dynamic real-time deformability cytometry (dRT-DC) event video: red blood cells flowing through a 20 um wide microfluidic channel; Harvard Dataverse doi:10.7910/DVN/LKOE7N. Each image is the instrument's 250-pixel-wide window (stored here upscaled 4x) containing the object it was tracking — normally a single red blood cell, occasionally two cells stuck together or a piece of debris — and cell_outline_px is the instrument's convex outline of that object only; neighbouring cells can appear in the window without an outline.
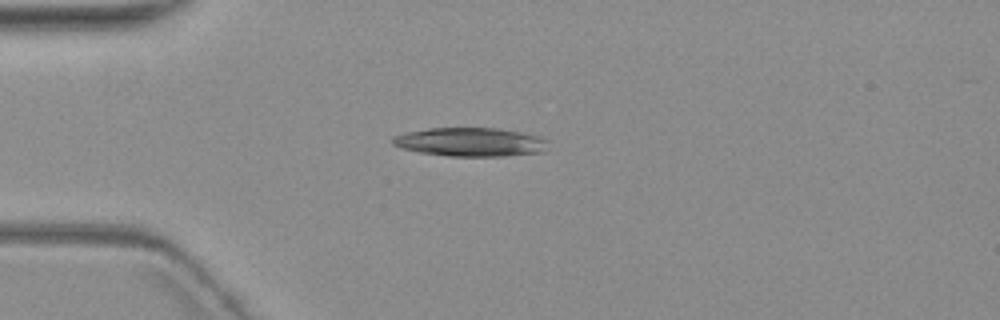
{"species": "common noctule bat (a hibernating species)", "species_latin": "Nyctalus noctula", "temperature_condition": "warm", "stored_images_in_passage": 10, "camera_frame_rate_fps": 3000, "um_per_image_px": 0.085, "animal": {"sex": "female", "body_mass_g": 19.3, "forearm_length_mm": 54.1}, "frame": {"image": 1, "passage_image": 3, "time_ms": 3.333, "image_size_px": [1000, 320], "cell_outline_px": [[548, 140], [544, 152], [508, 156], [448, 156], [420, 152], [400, 148], [392, 144], [392, 136], [408, 132], [428, 128], [496, 128], [520, 132], [540, 136]], "centroid_in_image_um": [39.99, 12.07], "position_along_channel_um": 45.0, "area_um2": 26.13}}
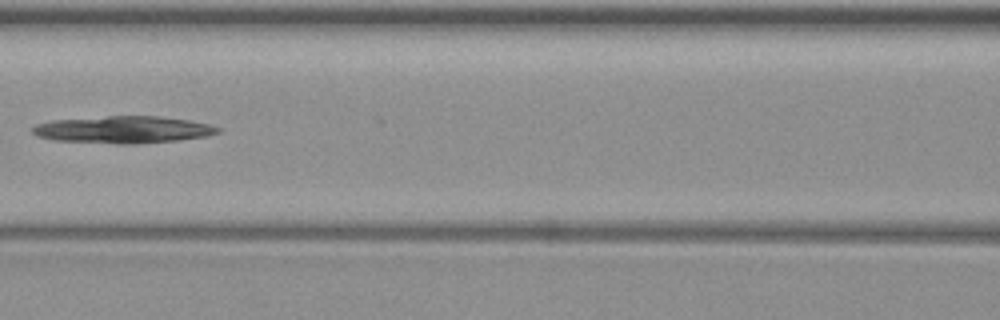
{"frame": {"image": 2, "passage_image": 6, "time_ms": 7.0, "image_size_px": [1000, 320], "cell_outline_px": [[220, 132], [208, 136], [180, 140], [140, 144], [116, 144], [52, 140], [36, 136], [32, 132], [32, 128], [36, 124], [52, 120], [108, 116], [160, 116], [188, 120], [208, 124], [220, 128]], "centroid_in_image_um": [10.47, 11.03], "position_along_channel_um": 156.1, "area_um2": 29.54}}
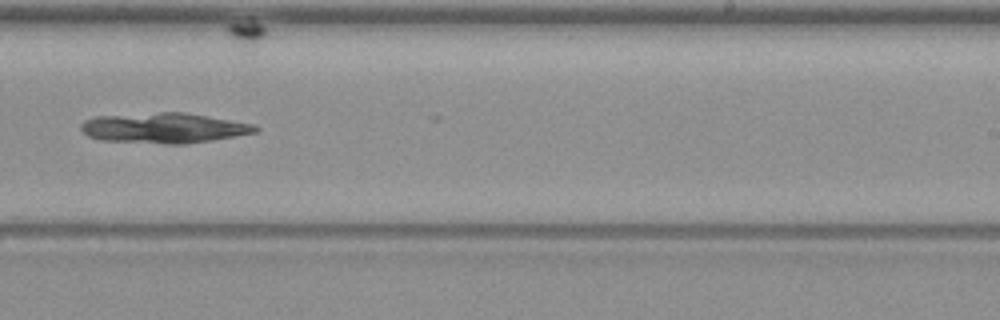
{"frame": {"image": 3, "passage_image": 9, "time_ms": 10.333, "image_size_px": [1000, 320], "cell_outline_px": [[260, 128], [256, 132], [236, 136], [212, 140], [184, 144], [164, 144], [100, 140], [88, 136], [80, 128], [80, 124], [84, 120], [96, 116], [160, 112], [184, 112], [252, 124]], "centroid_in_image_um": [13.89, 10.88], "position_along_channel_um": 275.1, "area_um2": 30.69}}